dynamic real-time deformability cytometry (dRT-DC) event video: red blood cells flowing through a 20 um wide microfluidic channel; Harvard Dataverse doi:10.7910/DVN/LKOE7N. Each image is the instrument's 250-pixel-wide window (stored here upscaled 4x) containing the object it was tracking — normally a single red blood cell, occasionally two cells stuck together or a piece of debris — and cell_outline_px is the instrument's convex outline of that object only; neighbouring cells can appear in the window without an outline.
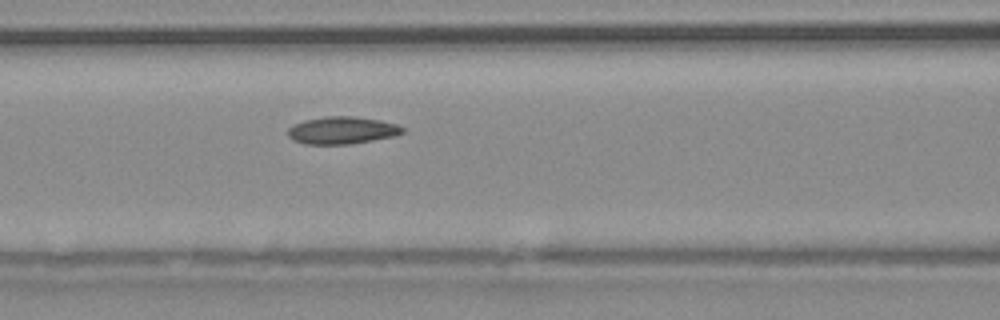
{"species": "common noctule bat (a hibernating species)", "species_latin": "Nyctalus noctula", "temperature_condition": "warm", "stored_images_in_passage": 38, "camera_frame_rate_fps": 3000, "um_per_image_px": 0.085, "animal": {"sex": "male", "body_mass_g": 20.4}, "frame": {"image": 1, "passage_image": 11, "time_ms": 3.333, "image_size_px": [1000, 320], "cell_outline_px": [[404, 132], [396, 136], [352, 144], [304, 144], [292, 140], [288, 136], [288, 128], [304, 120], [328, 116], [356, 116], [380, 120], [396, 124], [404, 128]], "centroid_in_image_um": [29.09, 11.08], "position_along_channel_um": 137.5, "area_um2": 18.38}}
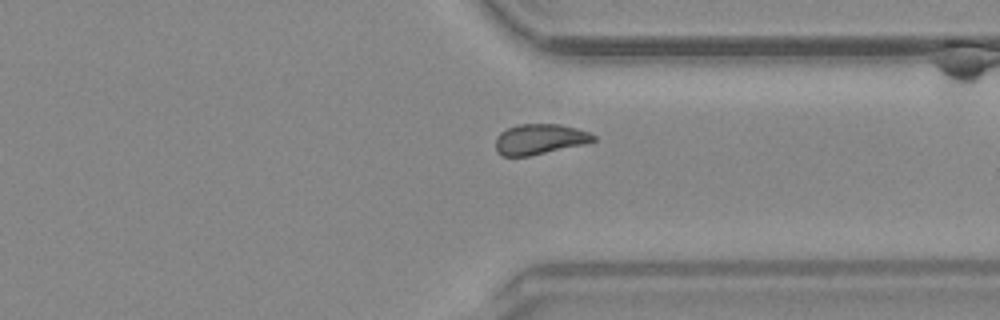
{"frame": {"image": 2, "passage_image": 29, "time_ms": 9.333, "image_size_px": [1000, 320], "cell_outline_px": [[596, 140], [584, 144], [528, 156], [504, 156], [496, 152], [496, 136], [500, 132], [508, 128], [520, 124], [560, 124], [576, 128], [588, 132], [596, 136]], "centroid_in_image_um": [45.86, 11.83], "position_along_channel_um": 365.5, "area_um2": 17.22}}
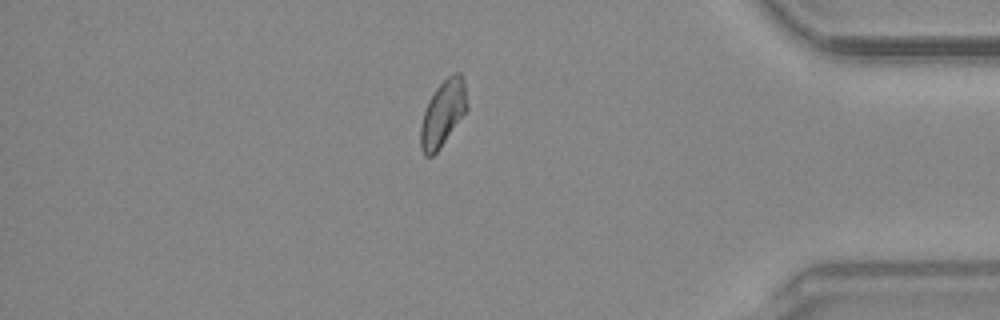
{"frame": {"image": 3, "passage_image": 34, "time_ms": 11.0, "image_size_px": [1000, 320], "cell_outline_px": [[468, 108], [440, 148], [432, 156], [424, 156], [420, 148], [420, 124], [428, 100], [436, 88], [448, 76], [456, 72], [460, 72], [464, 80], [468, 104]], "centroid_in_image_um": [37.64, 9.63], "position_along_channel_um": 397.6, "area_um2": 17.86}}